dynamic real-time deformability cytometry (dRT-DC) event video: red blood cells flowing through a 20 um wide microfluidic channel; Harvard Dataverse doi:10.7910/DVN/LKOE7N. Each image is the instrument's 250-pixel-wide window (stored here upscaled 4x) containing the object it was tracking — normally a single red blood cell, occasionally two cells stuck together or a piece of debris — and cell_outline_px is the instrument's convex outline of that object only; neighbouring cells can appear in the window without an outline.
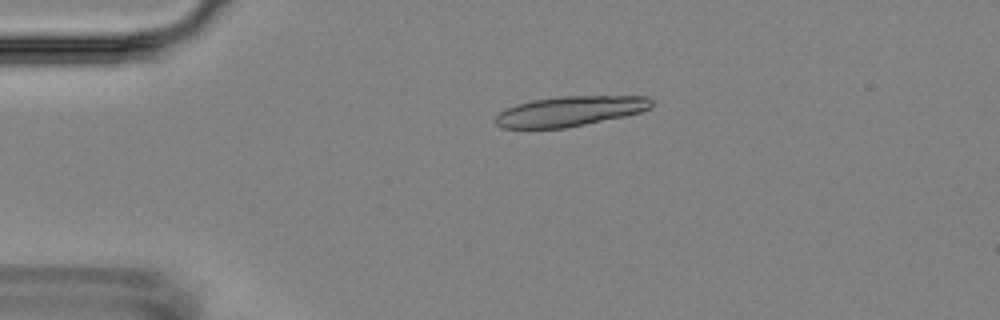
{"species": "Egyptian fruit bat (a non-hibernating species)", "species_latin": "Rousettus aegyptiacus", "temperature_condition": "room temperature", "stored_images_in_passage": 9, "camera_frame_rate_fps": 3000, "um_per_image_px": 0.085, "animal": {"sex": "female"}, "frame": {"image": 1, "passage_image": 3, "time_ms": 2.333, "image_size_px": [1000, 320], "cell_outline_px": [[652, 104], [648, 108], [640, 112], [624, 116], [564, 128], [504, 128], [496, 124], [492, 120], [504, 108], [516, 104], [532, 100], [560, 96], [648, 96], [652, 100]], "centroid_in_image_um": [48.4, 9.44], "position_along_channel_um": 36.6, "area_um2": 27.22}}